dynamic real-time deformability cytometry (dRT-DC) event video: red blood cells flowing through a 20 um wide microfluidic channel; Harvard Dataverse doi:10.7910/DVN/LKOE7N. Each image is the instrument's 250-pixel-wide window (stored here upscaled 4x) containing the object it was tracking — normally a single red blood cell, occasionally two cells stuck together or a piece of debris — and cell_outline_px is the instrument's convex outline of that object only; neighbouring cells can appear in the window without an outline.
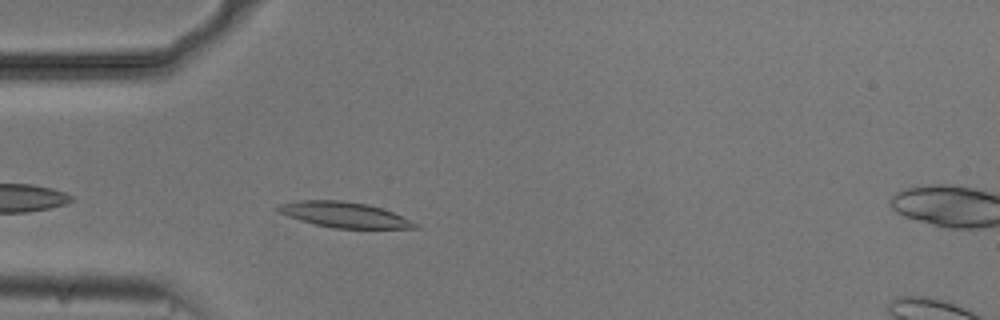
{"species": "common noctule bat (a hibernating species)", "species_latin": "Nyctalus noctula", "temperature_condition": "cold", "stored_images_in_passage": 41, "camera_frame_rate_fps": 3000, "um_per_image_px": 0.085, "animal": {"sex": "male", "body_mass_g": 20.5, "forearm_length_mm": 52.5}, "frame": {"image": 1, "passage_image": 3, "time_ms": 0.667, "image_size_px": [1000, 320], "cell_outline_px": [[420, 228], [332, 228], [300, 220], [276, 212], [272, 208], [276, 204], [296, 200], [340, 200], [368, 204], [392, 212], [420, 224]], "centroid_in_image_um": [29.18, 18.24], "position_along_channel_um": 55.8, "area_um2": 20.52}}
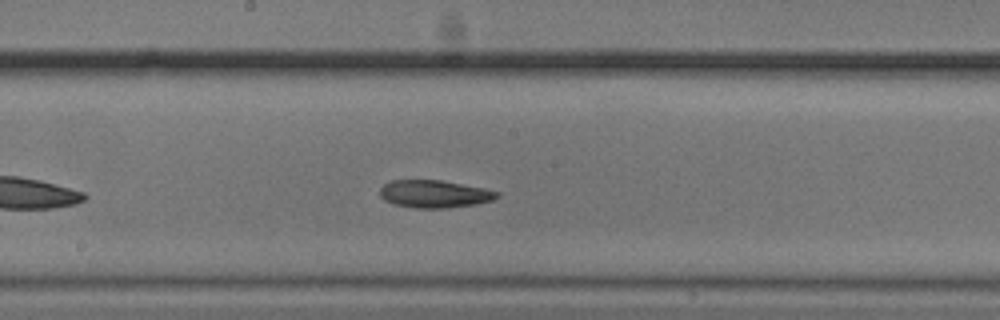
{"frame": {"image": 2, "passage_image": 16, "time_ms": 5.0, "image_size_px": [1000, 320], "cell_outline_px": [[500, 196], [492, 200], [476, 204], [448, 208], [416, 208], [392, 204], [384, 200], [380, 196], [380, 188], [384, 184], [392, 180], [440, 180], [484, 188], [500, 192]], "centroid_in_image_um": [36.92, 16.49], "position_along_channel_um": 211.3, "area_um2": 18.9}}
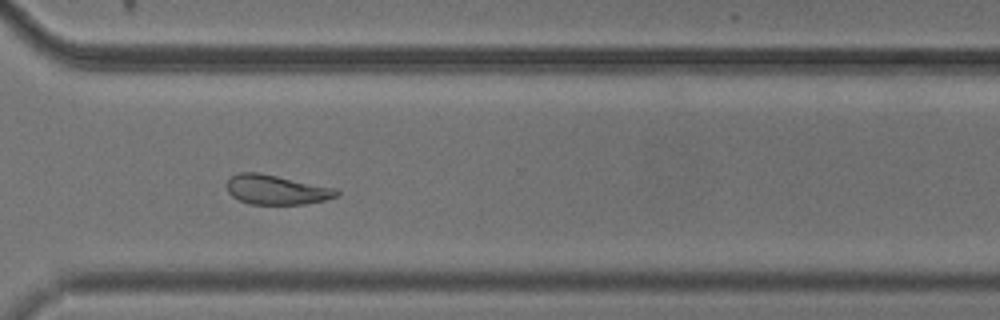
{"frame": {"image": 3, "passage_image": 27, "time_ms": 8.667, "image_size_px": [1000, 320], "cell_outline_px": [[340, 196], [324, 200], [304, 204], [248, 204], [232, 196], [228, 192], [228, 180], [232, 176], [240, 172], [260, 172], [336, 188], [340, 192]], "centroid_in_image_um": [23.53, 16.12], "position_along_channel_um": 347.1, "area_um2": 18.96}, "authors_computed_cell_mechanics": {"area_um2": 19.4786, "velocity_mm_per_s": 3.7179, "shape_relaxation_time_tau1_ms": 3.4577, "shape_relaxation_time_tau2_ms": null, "deformation_change_tau1": 0.1287, "deformation_change_tau2": null}}